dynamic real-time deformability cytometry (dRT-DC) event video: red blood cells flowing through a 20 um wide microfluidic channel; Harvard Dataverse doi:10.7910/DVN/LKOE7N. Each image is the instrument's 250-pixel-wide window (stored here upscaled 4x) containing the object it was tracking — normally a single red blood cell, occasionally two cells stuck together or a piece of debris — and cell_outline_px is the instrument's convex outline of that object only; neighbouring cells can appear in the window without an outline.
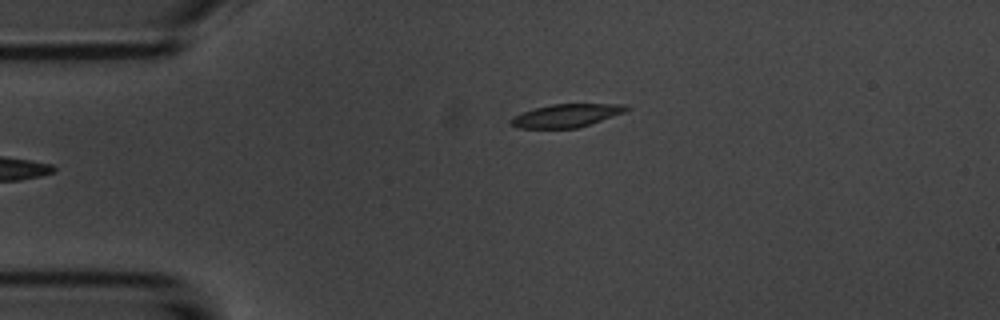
{"species": "common noctule bat (a hibernating species)", "species_latin": "Nyctalus noctula", "temperature_condition": "room temperature", "stored_images_in_passage": 5, "camera_frame_rate_fps": 3000, "um_per_image_px": 0.085, "animal": {"sex": "male", "body_mass_g": 20.1, "forearm_length_mm": 53.5}, "frame": {"image": 1, "passage_image": 5, "time_ms": 5.667, "image_size_px": [1000, 320], "cell_outline_px": [[632, 108], [624, 112], [576, 128], [516, 128], [508, 124], [508, 120], [512, 116], [536, 108], [552, 104], [628, 104]], "centroid_in_image_um": [48.09, 9.82], "position_along_channel_um": 36.9, "area_um2": 15.49}}